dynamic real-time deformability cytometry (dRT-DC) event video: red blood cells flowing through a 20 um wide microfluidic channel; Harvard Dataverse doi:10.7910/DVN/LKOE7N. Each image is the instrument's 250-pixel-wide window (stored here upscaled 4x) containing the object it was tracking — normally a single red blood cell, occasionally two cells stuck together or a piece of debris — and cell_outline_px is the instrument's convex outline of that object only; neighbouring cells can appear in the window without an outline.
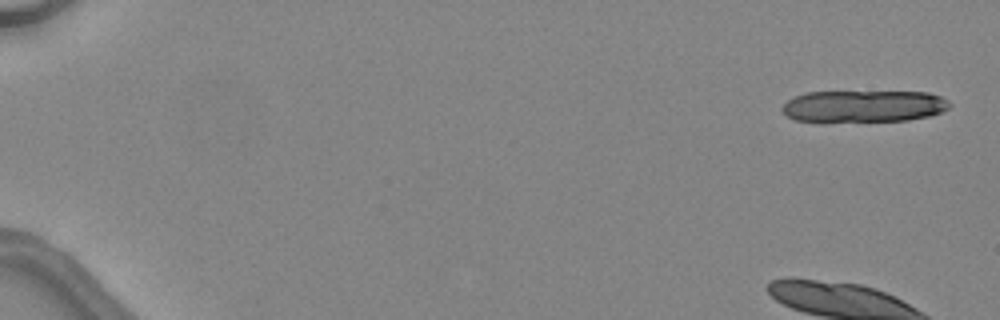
{"species": "common noctule bat (a hibernating species)", "species_latin": "Nyctalus noctula", "temperature_condition": "warm", "stored_images_in_passage": 5, "camera_frame_rate_fps": 3000, "um_per_image_px": 0.085, "animal": {"sex": "female", "body_mass_g": 24.6, "forearm_length_mm": 56.2}, "frame": {"image": 1, "passage_image": 1, "time_ms": 0.0, "image_size_px": [1000, 320], "cell_outline_px": [[952, 104], [948, 108], [940, 112], [928, 116], [908, 120], [820, 124], [796, 120], [788, 116], [780, 108], [788, 100], [804, 92], [928, 92], [940, 96], [948, 100]], "centroid_in_image_um": [73.35, 9.07], "position_along_channel_um": 11.6, "area_um2": 32.08}}